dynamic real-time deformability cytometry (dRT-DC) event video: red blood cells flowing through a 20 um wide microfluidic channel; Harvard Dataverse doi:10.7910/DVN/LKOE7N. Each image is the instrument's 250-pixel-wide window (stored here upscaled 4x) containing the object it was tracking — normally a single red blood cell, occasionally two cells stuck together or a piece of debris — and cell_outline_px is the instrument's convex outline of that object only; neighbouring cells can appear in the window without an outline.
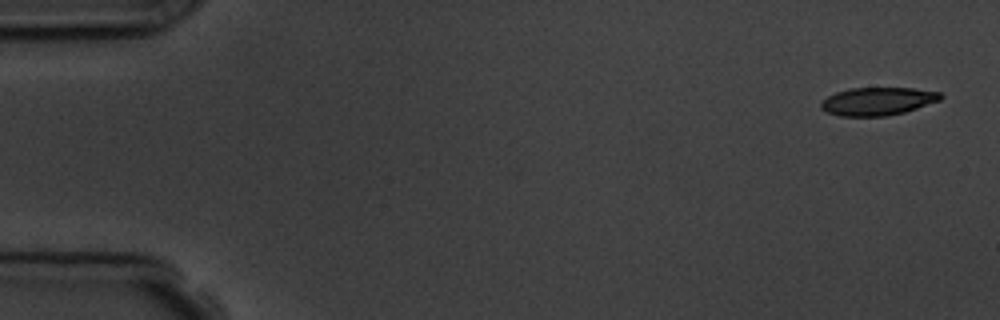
{"species": "common noctule bat (a hibernating species)", "species_latin": "Nyctalus noctula", "temperature_condition": "room temperature", "stored_images_in_passage": 5, "camera_frame_rate_fps": 3000, "um_per_image_px": 0.085, "animal": {"sex": "male", "body_mass_g": 19.5, "forearm_length_mm": 54.6}, "frame": {"image": 1, "passage_image": 1, "time_ms": 0.0, "image_size_px": [1000, 320], "cell_outline_px": [[944, 96], [940, 100], [904, 112], [884, 116], [840, 116], [828, 112], [820, 108], [820, 100], [836, 92], [848, 88], [912, 88], [940, 92]], "centroid_in_image_um": [74.57, 8.6], "position_along_channel_um": 10.4, "area_um2": 19.48}}
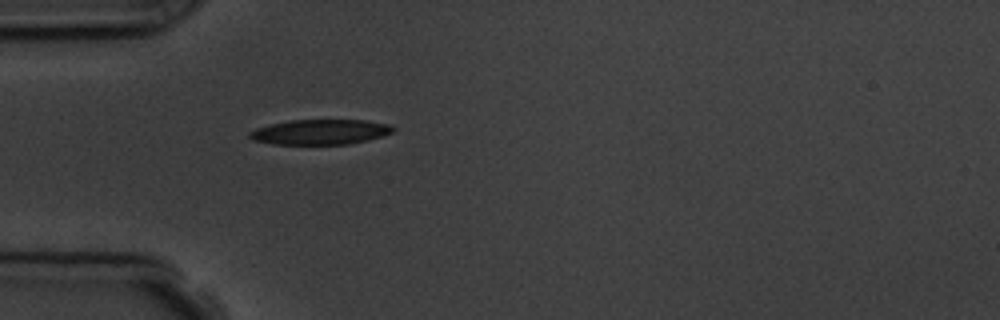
{"frame": {"image": 2, "passage_image": 5, "time_ms": 4.667, "image_size_px": [1000, 320], "cell_outline_px": [[396, 128], [392, 132], [368, 140], [348, 144], [272, 144], [252, 140], [248, 136], [248, 132], [256, 128], [268, 124], [292, 120], [364, 120], [388, 124]], "centroid_in_image_um": [27.17, 11.22], "position_along_channel_um": 57.8, "area_um2": 20.98}}